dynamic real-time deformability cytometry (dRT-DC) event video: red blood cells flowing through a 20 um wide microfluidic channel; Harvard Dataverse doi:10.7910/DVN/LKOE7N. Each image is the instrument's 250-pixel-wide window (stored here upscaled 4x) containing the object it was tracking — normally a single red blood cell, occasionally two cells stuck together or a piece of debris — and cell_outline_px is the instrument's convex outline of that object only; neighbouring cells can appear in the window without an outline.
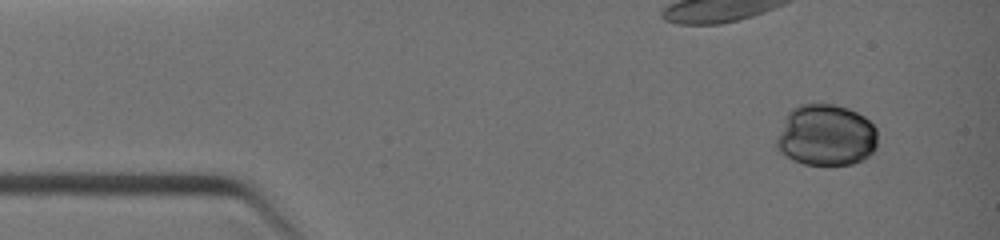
{"species": "common noctule bat (a hibernating species)", "species_latin": "Nyctalus noctula", "temperature_condition": "warm", "stored_images_in_passage": 33, "camera_frame_rate_fps": 3000, "um_per_image_px": 0.085, "animal": {"sex": "female", "body_mass_g": 19.0, "forearm_length_mm": 51.5}, "frame": {"image": 1, "passage_image": 4, "time_ms": 1.0, "image_size_px": [1000, 240], "cell_outline_px": [[876, 148], [868, 156], [852, 164], [804, 164], [792, 160], [780, 152], [776, 148], [776, 140], [784, 116], [792, 108], [800, 104], [832, 104], [848, 108], [864, 116], [876, 128]], "centroid_in_image_um": [70.18, 11.48], "position_along_channel_um": 14.8, "area_um2": 36.24}}